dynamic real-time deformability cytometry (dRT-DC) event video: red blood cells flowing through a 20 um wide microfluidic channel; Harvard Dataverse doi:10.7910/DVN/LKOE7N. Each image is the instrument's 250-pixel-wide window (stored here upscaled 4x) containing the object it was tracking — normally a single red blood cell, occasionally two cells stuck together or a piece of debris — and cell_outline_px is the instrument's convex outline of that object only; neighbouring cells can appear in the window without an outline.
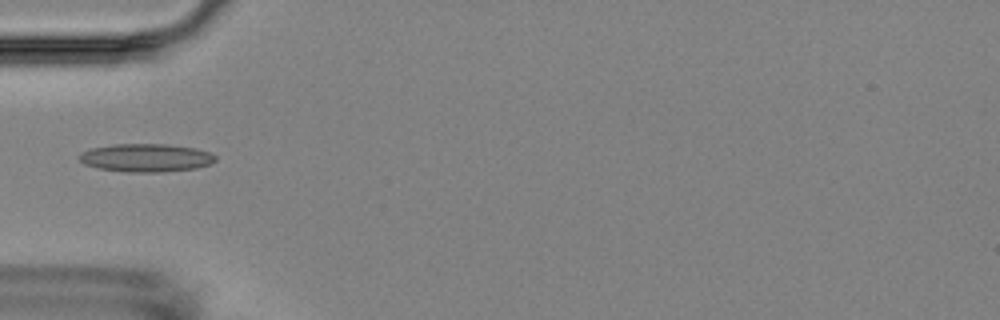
{"species": "Egyptian fruit bat (a non-hibernating species)", "species_latin": "Rousettus aegyptiacus", "temperature_condition": "room temperature", "stored_images_in_passage": 8, "camera_frame_rate_fps": 3000, "um_per_image_px": 0.085, "animal": {"sex": "female"}, "frame": {"image": 1, "passage_image": 7, "time_ms": 6.667, "image_size_px": [1000, 320], "cell_outline_px": [[216, 160], [208, 164], [196, 168], [160, 172], [128, 172], [100, 168], [84, 164], [76, 156], [80, 152], [92, 148], [112, 144], [164, 144], [196, 148], [208, 152], [216, 156]], "centroid_in_image_um": [12.37, 13.4], "position_along_channel_um": 72.6, "area_um2": 22.25}}